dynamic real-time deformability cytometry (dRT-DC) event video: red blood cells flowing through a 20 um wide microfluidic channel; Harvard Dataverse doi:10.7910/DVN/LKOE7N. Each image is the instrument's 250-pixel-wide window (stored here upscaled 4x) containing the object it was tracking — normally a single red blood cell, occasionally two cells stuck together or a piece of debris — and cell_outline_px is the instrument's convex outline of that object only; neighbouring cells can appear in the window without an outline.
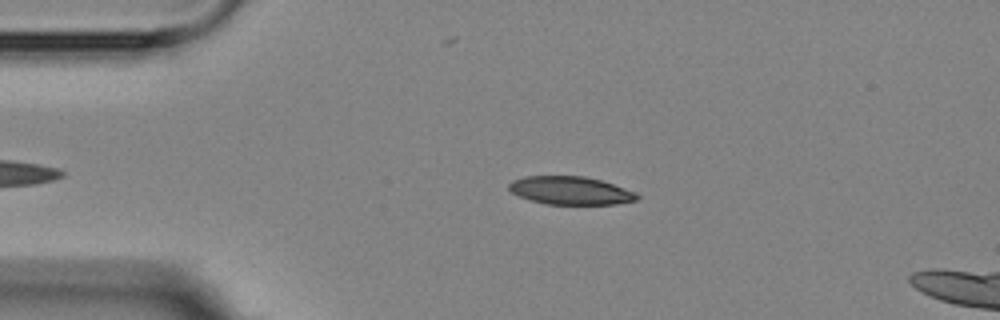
{"species": "Egyptian fruit bat (a non-hibernating species)", "species_latin": "Rousettus aegyptiacus", "temperature_condition": "room temperature", "stored_images_in_passage": 2, "camera_frame_rate_fps": 3000, "um_per_image_px": 0.085, "animal": {"sex": "female"}, "frame": {"image": 1, "passage_image": 1, "time_ms": 0.0, "image_size_px": [1000, 320], "cell_outline_px": [[640, 196], [636, 200], [616, 204], [548, 204], [532, 200], [520, 196], [512, 192], [508, 188], [508, 184], [512, 180], [524, 176], [584, 176], [600, 180], [636, 192]], "centroid_in_image_um": [48.49, 16.19], "position_along_channel_um": 36.5, "area_um2": 20.81}}